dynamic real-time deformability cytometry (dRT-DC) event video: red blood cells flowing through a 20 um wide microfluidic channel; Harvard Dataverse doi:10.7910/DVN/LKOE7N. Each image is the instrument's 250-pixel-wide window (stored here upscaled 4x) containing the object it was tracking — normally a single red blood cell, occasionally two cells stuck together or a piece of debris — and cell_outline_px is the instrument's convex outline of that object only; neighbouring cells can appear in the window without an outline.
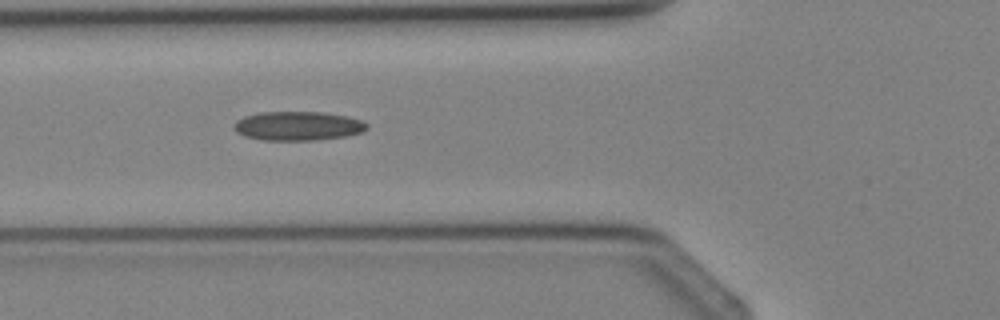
{"species": "Egyptian fruit bat (a non-hibernating species)", "species_latin": "Rousettus aegyptiacus", "temperature_condition": "cold", "stored_images_in_passage": 5, "camera_frame_rate_fps": 3000, "um_per_image_px": 0.085, "animal": {"sex": "female"}, "frame": {"image": 1, "passage_image": 4, "time_ms": 3.667, "image_size_px": [1000, 320], "cell_outline_px": [[368, 128], [364, 132], [344, 136], [312, 140], [264, 140], [244, 136], [236, 132], [232, 128], [236, 120], [244, 116], [260, 112], [320, 112], [344, 116], [360, 120], [368, 124]], "centroid_in_image_um": [25.28, 10.7], "position_along_channel_um": 100.5, "area_um2": 22.43}}
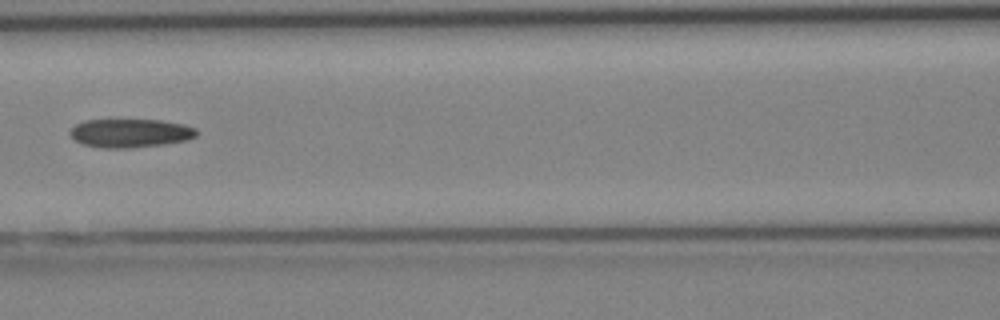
{"frame": {"image": 2, "passage_image": 5, "time_ms": 4.667, "image_size_px": [1000, 320], "cell_outline_px": [[200, 132], [196, 136], [188, 140], [164, 144], [124, 148], [104, 148], [84, 144], [76, 140], [68, 132], [76, 124], [84, 120], [160, 120], [184, 124], [196, 128]], "centroid_in_image_um": [11.12, 11.31], "position_along_channel_um": 155.5, "area_um2": 21.04}}